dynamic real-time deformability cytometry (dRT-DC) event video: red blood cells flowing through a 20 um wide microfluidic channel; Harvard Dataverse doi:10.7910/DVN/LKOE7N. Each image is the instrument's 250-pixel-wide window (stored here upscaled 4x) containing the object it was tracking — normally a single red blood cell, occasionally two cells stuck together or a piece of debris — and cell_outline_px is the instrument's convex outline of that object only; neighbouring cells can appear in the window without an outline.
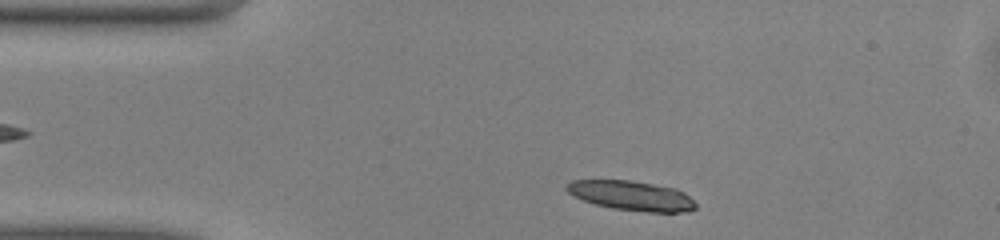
{"species": "common noctule bat (a hibernating species)", "species_latin": "Nyctalus noctula", "temperature_condition": "warm", "stored_images_in_passage": 42, "camera_frame_rate_fps": 3000, "um_per_image_px": 0.085, "animal": {"sex": "male", "body_mass_g": 13.0, "forearm_length_mm": 53.1}, "frame": {"image": 1, "passage_image": 2, "time_ms": 0.333, "image_size_px": [1000, 240], "cell_outline_px": [[696, 208], [688, 212], [648, 212], [612, 208], [596, 204], [584, 200], [568, 192], [564, 188], [564, 184], [572, 180], [632, 180], [676, 188], [684, 192], [696, 204]], "centroid_in_image_um": [53.68, 16.62], "position_along_channel_um": 31.3, "area_um2": 22.31}}
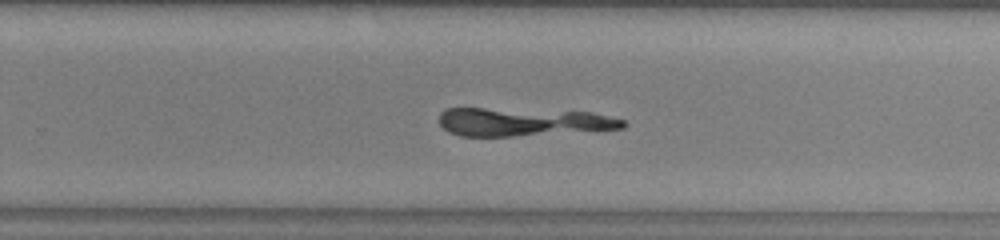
{"frame": {"image": 2, "passage_image": 24, "time_ms": 7.667, "image_size_px": [1000, 240], "cell_outline_px": [[628, 124], [624, 128], [512, 136], [460, 136], [448, 132], [440, 124], [440, 112], [444, 108], [484, 108], [592, 112], [624, 120]], "centroid_in_image_um": [44.4, 10.36], "position_along_channel_um": 285.4, "area_um2": 30.0}}
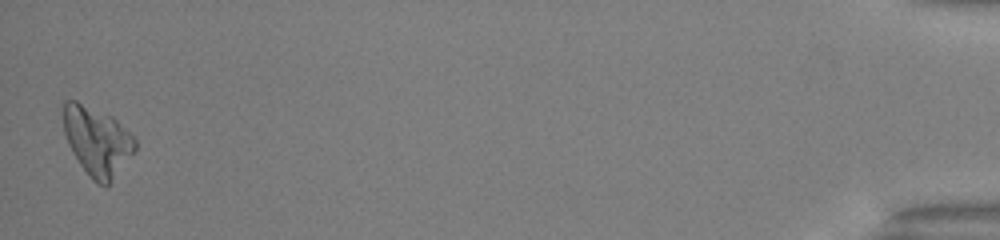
{"frame": {"image": 3, "passage_image": 42, "time_ms": 13.667, "image_size_px": [1000, 240], "cell_outline_px": [[136, 148], [108, 188], [104, 188], [92, 180], [80, 164], [72, 152], [68, 144], [64, 132], [64, 100], [76, 100], [112, 116], [136, 140]], "centroid_in_image_um": [8.25, 12.03], "position_along_channel_um": 426.9, "area_um2": 28.73}}